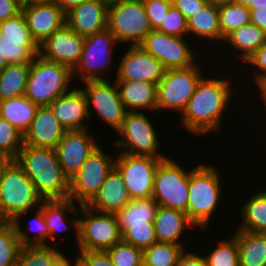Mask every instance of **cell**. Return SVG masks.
<instances>
[{"instance_id": "obj_60", "label": "cell", "mask_w": 266, "mask_h": 266, "mask_svg": "<svg viewBox=\"0 0 266 266\" xmlns=\"http://www.w3.org/2000/svg\"><path fill=\"white\" fill-rule=\"evenodd\" d=\"M7 61L5 57H2L1 51H0V72L7 66Z\"/></svg>"}, {"instance_id": "obj_1", "label": "cell", "mask_w": 266, "mask_h": 266, "mask_svg": "<svg viewBox=\"0 0 266 266\" xmlns=\"http://www.w3.org/2000/svg\"><path fill=\"white\" fill-rule=\"evenodd\" d=\"M205 77V78H204ZM196 86L185 110L180 115V126L196 136L219 131L224 113L233 100V86L229 77L222 79L204 76ZM229 78V79H227ZM232 97V98H231Z\"/></svg>"}, {"instance_id": "obj_44", "label": "cell", "mask_w": 266, "mask_h": 266, "mask_svg": "<svg viewBox=\"0 0 266 266\" xmlns=\"http://www.w3.org/2000/svg\"><path fill=\"white\" fill-rule=\"evenodd\" d=\"M122 241L144 250L158 242L153 222L146 225L130 226L123 234Z\"/></svg>"}, {"instance_id": "obj_47", "label": "cell", "mask_w": 266, "mask_h": 266, "mask_svg": "<svg viewBox=\"0 0 266 266\" xmlns=\"http://www.w3.org/2000/svg\"><path fill=\"white\" fill-rule=\"evenodd\" d=\"M245 64L250 67L252 66L253 71L251 77H253L252 80H254L253 82L255 84L266 79V42L247 60ZM254 68L256 69L254 70Z\"/></svg>"}, {"instance_id": "obj_19", "label": "cell", "mask_w": 266, "mask_h": 266, "mask_svg": "<svg viewBox=\"0 0 266 266\" xmlns=\"http://www.w3.org/2000/svg\"><path fill=\"white\" fill-rule=\"evenodd\" d=\"M21 11L38 44L66 24V13L55 2L22 5Z\"/></svg>"}, {"instance_id": "obj_56", "label": "cell", "mask_w": 266, "mask_h": 266, "mask_svg": "<svg viewBox=\"0 0 266 266\" xmlns=\"http://www.w3.org/2000/svg\"><path fill=\"white\" fill-rule=\"evenodd\" d=\"M258 95L260 96L259 99L264 103L266 106V79L261 80L258 84ZM266 111V108L264 109Z\"/></svg>"}, {"instance_id": "obj_40", "label": "cell", "mask_w": 266, "mask_h": 266, "mask_svg": "<svg viewBox=\"0 0 266 266\" xmlns=\"http://www.w3.org/2000/svg\"><path fill=\"white\" fill-rule=\"evenodd\" d=\"M216 246L204 256L208 266H239L238 245L233 235L227 240H221Z\"/></svg>"}, {"instance_id": "obj_31", "label": "cell", "mask_w": 266, "mask_h": 266, "mask_svg": "<svg viewBox=\"0 0 266 266\" xmlns=\"http://www.w3.org/2000/svg\"><path fill=\"white\" fill-rule=\"evenodd\" d=\"M158 207L152 197L131 199L123 209L115 214L121 234L130 226L146 225V222H153Z\"/></svg>"}, {"instance_id": "obj_10", "label": "cell", "mask_w": 266, "mask_h": 266, "mask_svg": "<svg viewBox=\"0 0 266 266\" xmlns=\"http://www.w3.org/2000/svg\"><path fill=\"white\" fill-rule=\"evenodd\" d=\"M79 250L107 251L122 241L115 214L98 212L86 205H80Z\"/></svg>"}, {"instance_id": "obj_34", "label": "cell", "mask_w": 266, "mask_h": 266, "mask_svg": "<svg viewBox=\"0 0 266 266\" xmlns=\"http://www.w3.org/2000/svg\"><path fill=\"white\" fill-rule=\"evenodd\" d=\"M36 215L33 220H30L28 225V229L30 232L34 233V236H29L26 231L24 232V228H22V221L21 220H12L10 223L14 226L16 230V234L18 236L19 242L21 246H37V245H49L47 244L50 233L46 224L45 217L43 215V209L38 206V209L35 210ZM23 229V230H22Z\"/></svg>"}, {"instance_id": "obj_11", "label": "cell", "mask_w": 266, "mask_h": 266, "mask_svg": "<svg viewBox=\"0 0 266 266\" xmlns=\"http://www.w3.org/2000/svg\"><path fill=\"white\" fill-rule=\"evenodd\" d=\"M116 43V38L108 28L85 37L82 55L72 70L73 78L77 75L79 82L106 80L105 75L112 65L110 61L112 62Z\"/></svg>"}, {"instance_id": "obj_45", "label": "cell", "mask_w": 266, "mask_h": 266, "mask_svg": "<svg viewBox=\"0 0 266 266\" xmlns=\"http://www.w3.org/2000/svg\"><path fill=\"white\" fill-rule=\"evenodd\" d=\"M157 31L172 36L186 37L185 34H188L187 20L184 15L172 5Z\"/></svg>"}, {"instance_id": "obj_15", "label": "cell", "mask_w": 266, "mask_h": 266, "mask_svg": "<svg viewBox=\"0 0 266 266\" xmlns=\"http://www.w3.org/2000/svg\"><path fill=\"white\" fill-rule=\"evenodd\" d=\"M186 37H177L152 30L139 45L148 54L158 59L165 70L185 68L197 63L191 44ZM196 60V61H195Z\"/></svg>"}, {"instance_id": "obj_53", "label": "cell", "mask_w": 266, "mask_h": 266, "mask_svg": "<svg viewBox=\"0 0 266 266\" xmlns=\"http://www.w3.org/2000/svg\"><path fill=\"white\" fill-rule=\"evenodd\" d=\"M92 0H55V3L65 12H69L72 8L79 6L85 2Z\"/></svg>"}, {"instance_id": "obj_48", "label": "cell", "mask_w": 266, "mask_h": 266, "mask_svg": "<svg viewBox=\"0 0 266 266\" xmlns=\"http://www.w3.org/2000/svg\"><path fill=\"white\" fill-rule=\"evenodd\" d=\"M210 0H172L173 5L188 20L198 10L202 9Z\"/></svg>"}, {"instance_id": "obj_49", "label": "cell", "mask_w": 266, "mask_h": 266, "mask_svg": "<svg viewBox=\"0 0 266 266\" xmlns=\"http://www.w3.org/2000/svg\"><path fill=\"white\" fill-rule=\"evenodd\" d=\"M21 9V0H0V22L16 16Z\"/></svg>"}, {"instance_id": "obj_35", "label": "cell", "mask_w": 266, "mask_h": 266, "mask_svg": "<svg viewBox=\"0 0 266 266\" xmlns=\"http://www.w3.org/2000/svg\"><path fill=\"white\" fill-rule=\"evenodd\" d=\"M185 245L156 242L143 250V263L148 266H177Z\"/></svg>"}, {"instance_id": "obj_62", "label": "cell", "mask_w": 266, "mask_h": 266, "mask_svg": "<svg viewBox=\"0 0 266 266\" xmlns=\"http://www.w3.org/2000/svg\"><path fill=\"white\" fill-rule=\"evenodd\" d=\"M210 1H213L216 4L227 3V2H235V0H210Z\"/></svg>"}, {"instance_id": "obj_29", "label": "cell", "mask_w": 266, "mask_h": 266, "mask_svg": "<svg viewBox=\"0 0 266 266\" xmlns=\"http://www.w3.org/2000/svg\"><path fill=\"white\" fill-rule=\"evenodd\" d=\"M239 266H266V234L236 229Z\"/></svg>"}, {"instance_id": "obj_21", "label": "cell", "mask_w": 266, "mask_h": 266, "mask_svg": "<svg viewBox=\"0 0 266 266\" xmlns=\"http://www.w3.org/2000/svg\"><path fill=\"white\" fill-rule=\"evenodd\" d=\"M110 0H92L66 13V24L80 36L87 37L107 29Z\"/></svg>"}, {"instance_id": "obj_30", "label": "cell", "mask_w": 266, "mask_h": 266, "mask_svg": "<svg viewBox=\"0 0 266 266\" xmlns=\"http://www.w3.org/2000/svg\"><path fill=\"white\" fill-rule=\"evenodd\" d=\"M38 106L25 95L0 101V116L12 124L23 136L33 121Z\"/></svg>"}, {"instance_id": "obj_6", "label": "cell", "mask_w": 266, "mask_h": 266, "mask_svg": "<svg viewBox=\"0 0 266 266\" xmlns=\"http://www.w3.org/2000/svg\"><path fill=\"white\" fill-rule=\"evenodd\" d=\"M107 28L128 46H139L153 30L142 0H110Z\"/></svg>"}, {"instance_id": "obj_39", "label": "cell", "mask_w": 266, "mask_h": 266, "mask_svg": "<svg viewBox=\"0 0 266 266\" xmlns=\"http://www.w3.org/2000/svg\"><path fill=\"white\" fill-rule=\"evenodd\" d=\"M52 245L22 246L17 266H51L52 260L61 252L59 246ZM58 249V250H57Z\"/></svg>"}, {"instance_id": "obj_23", "label": "cell", "mask_w": 266, "mask_h": 266, "mask_svg": "<svg viewBox=\"0 0 266 266\" xmlns=\"http://www.w3.org/2000/svg\"><path fill=\"white\" fill-rule=\"evenodd\" d=\"M127 186L120 173L113 168L107 175L102 186L95 196L86 204L89 208L98 211L116 214L130 201Z\"/></svg>"}, {"instance_id": "obj_54", "label": "cell", "mask_w": 266, "mask_h": 266, "mask_svg": "<svg viewBox=\"0 0 266 266\" xmlns=\"http://www.w3.org/2000/svg\"><path fill=\"white\" fill-rule=\"evenodd\" d=\"M74 259V262L70 260L69 266H91L89 259L81 251L76 253Z\"/></svg>"}, {"instance_id": "obj_5", "label": "cell", "mask_w": 266, "mask_h": 266, "mask_svg": "<svg viewBox=\"0 0 266 266\" xmlns=\"http://www.w3.org/2000/svg\"><path fill=\"white\" fill-rule=\"evenodd\" d=\"M71 68L36 54L31 62L25 96L38 107L49 106L73 89Z\"/></svg>"}, {"instance_id": "obj_41", "label": "cell", "mask_w": 266, "mask_h": 266, "mask_svg": "<svg viewBox=\"0 0 266 266\" xmlns=\"http://www.w3.org/2000/svg\"><path fill=\"white\" fill-rule=\"evenodd\" d=\"M23 146V135L0 116V153L15 159Z\"/></svg>"}, {"instance_id": "obj_13", "label": "cell", "mask_w": 266, "mask_h": 266, "mask_svg": "<svg viewBox=\"0 0 266 266\" xmlns=\"http://www.w3.org/2000/svg\"><path fill=\"white\" fill-rule=\"evenodd\" d=\"M83 83L85 88L81 89L87 100L89 118H93L92 113L96 111L97 116L117 132L122 126L127 110L120 98L115 80L114 83L108 80H89Z\"/></svg>"}, {"instance_id": "obj_27", "label": "cell", "mask_w": 266, "mask_h": 266, "mask_svg": "<svg viewBox=\"0 0 266 266\" xmlns=\"http://www.w3.org/2000/svg\"><path fill=\"white\" fill-rule=\"evenodd\" d=\"M225 46H231L230 48L239 52L235 58L239 62H244L247 60L266 42V33L260 29L258 26L252 24L251 22L240 26L230 32L224 39Z\"/></svg>"}, {"instance_id": "obj_9", "label": "cell", "mask_w": 266, "mask_h": 266, "mask_svg": "<svg viewBox=\"0 0 266 266\" xmlns=\"http://www.w3.org/2000/svg\"><path fill=\"white\" fill-rule=\"evenodd\" d=\"M196 63L193 66L165 70L162 79L157 84V111L174 110L182 114L189 99L193 96L196 86L203 78V68Z\"/></svg>"}, {"instance_id": "obj_59", "label": "cell", "mask_w": 266, "mask_h": 266, "mask_svg": "<svg viewBox=\"0 0 266 266\" xmlns=\"http://www.w3.org/2000/svg\"><path fill=\"white\" fill-rule=\"evenodd\" d=\"M266 6V0H255L250 4L248 7L249 9H257V7H263Z\"/></svg>"}, {"instance_id": "obj_4", "label": "cell", "mask_w": 266, "mask_h": 266, "mask_svg": "<svg viewBox=\"0 0 266 266\" xmlns=\"http://www.w3.org/2000/svg\"><path fill=\"white\" fill-rule=\"evenodd\" d=\"M42 201L22 167L11 159L0 180V222L20 220L24 214L38 208Z\"/></svg>"}, {"instance_id": "obj_24", "label": "cell", "mask_w": 266, "mask_h": 266, "mask_svg": "<svg viewBox=\"0 0 266 266\" xmlns=\"http://www.w3.org/2000/svg\"><path fill=\"white\" fill-rule=\"evenodd\" d=\"M76 205L77 203L69 198L43 200L41 202L40 207L43 209V215L45 217L46 224L50 233L49 241L55 240V237H58L59 233L66 232L67 230H69V228L71 229L67 221H72V227L75 229L74 232L76 233L75 239L78 243L80 214L77 213H79L80 205L79 208H77ZM66 214L70 216L71 214H73L74 216L67 219V217L69 216H67Z\"/></svg>"}, {"instance_id": "obj_18", "label": "cell", "mask_w": 266, "mask_h": 266, "mask_svg": "<svg viewBox=\"0 0 266 266\" xmlns=\"http://www.w3.org/2000/svg\"><path fill=\"white\" fill-rule=\"evenodd\" d=\"M84 40L65 24L39 44V55L73 70L82 55Z\"/></svg>"}, {"instance_id": "obj_22", "label": "cell", "mask_w": 266, "mask_h": 266, "mask_svg": "<svg viewBox=\"0 0 266 266\" xmlns=\"http://www.w3.org/2000/svg\"><path fill=\"white\" fill-rule=\"evenodd\" d=\"M65 132L66 129L49 106L38 107L28 131L23 136V144L55 149Z\"/></svg>"}, {"instance_id": "obj_8", "label": "cell", "mask_w": 266, "mask_h": 266, "mask_svg": "<svg viewBox=\"0 0 266 266\" xmlns=\"http://www.w3.org/2000/svg\"><path fill=\"white\" fill-rule=\"evenodd\" d=\"M190 169L167 157L159 162L154 177L152 198L158 206L187 214Z\"/></svg>"}, {"instance_id": "obj_46", "label": "cell", "mask_w": 266, "mask_h": 266, "mask_svg": "<svg viewBox=\"0 0 266 266\" xmlns=\"http://www.w3.org/2000/svg\"><path fill=\"white\" fill-rule=\"evenodd\" d=\"M153 30H157L173 5L172 0H142Z\"/></svg>"}, {"instance_id": "obj_26", "label": "cell", "mask_w": 266, "mask_h": 266, "mask_svg": "<svg viewBox=\"0 0 266 266\" xmlns=\"http://www.w3.org/2000/svg\"><path fill=\"white\" fill-rule=\"evenodd\" d=\"M127 112L157 111V84L148 81H115Z\"/></svg>"}, {"instance_id": "obj_36", "label": "cell", "mask_w": 266, "mask_h": 266, "mask_svg": "<svg viewBox=\"0 0 266 266\" xmlns=\"http://www.w3.org/2000/svg\"><path fill=\"white\" fill-rule=\"evenodd\" d=\"M219 25L222 41L234 29L250 23V10L237 2L218 4Z\"/></svg>"}, {"instance_id": "obj_52", "label": "cell", "mask_w": 266, "mask_h": 266, "mask_svg": "<svg viewBox=\"0 0 266 266\" xmlns=\"http://www.w3.org/2000/svg\"><path fill=\"white\" fill-rule=\"evenodd\" d=\"M250 10V22L266 33V6Z\"/></svg>"}, {"instance_id": "obj_2", "label": "cell", "mask_w": 266, "mask_h": 266, "mask_svg": "<svg viewBox=\"0 0 266 266\" xmlns=\"http://www.w3.org/2000/svg\"><path fill=\"white\" fill-rule=\"evenodd\" d=\"M15 160L43 200L69 197L70 179L64 174L54 148L23 144Z\"/></svg>"}, {"instance_id": "obj_42", "label": "cell", "mask_w": 266, "mask_h": 266, "mask_svg": "<svg viewBox=\"0 0 266 266\" xmlns=\"http://www.w3.org/2000/svg\"><path fill=\"white\" fill-rule=\"evenodd\" d=\"M114 266H141L143 250L120 241L107 250Z\"/></svg>"}, {"instance_id": "obj_25", "label": "cell", "mask_w": 266, "mask_h": 266, "mask_svg": "<svg viewBox=\"0 0 266 266\" xmlns=\"http://www.w3.org/2000/svg\"><path fill=\"white\" fill-rule=\"evenodd\" d=\"M154 229L158 242L184 245L180 240L187 229L196 227L183 211L159 206L154 218Z\"/></svg>"}, {"instance_id": "obj_33", "label": "cell", "mask_w": 266, "mask_h": 266, "mask_svg": "<svg viewBox=\"0 0 266 266\" xmlns=\"http://www.w3.org/2000/svg\"><path fill=\"white\" fill-rule=\"evenodd\" d=\"M31 64H9L0 72V101L25 94Z\"/></svg>"}, {"instance_id": "obj_58", "label": "cell", "mask_w": 266, "mask_h": 266, "mask_svg": "<svg viewBox=\"0 0 266 266\" xmlns=\"http://www.w3.org/2000/svg\"><path fill=\"white\" fill-rule=\"evenodd\" d=\"M51 2H55V0H21L22 5L42 4V3H51Z\"/></svg>"}, {"instance_id": "obj_37", "label": "cell", "mask_w": 266, "mask_h": 266, "mask_svg": "<svg viewBox=\"0 0 266 266\" xmlns=\"http://www.w3.org/2000/svg\"><path fill=\"white\" fill-rule=\"evenodd\" d=\"M0 51L7 64H31L36 54H39V44L36 41L2 40L0 35Z\"/></svg>"}, {"instance_id": "obj_3", "label": "cell", "mask_w": 266, "mask_h": 266, "mask_svg": "<svg viewBox=\"0 0 266 266\" xmlns=\"http://www.w3.org/2000/svg\"><path fill=\"white\" fill-rule=\"evenodd\" d=\"M206 163L192 167L189 174L188 219L198 228L205 230L213 219L222 197L220 171Z\"/></svg>"}, {"instance_id": "obj_20", "label": "cell", "mask_w": 266, "mask_h": 266, "mask_svg": "<svg viewBox=\"0 0 266 266\" xmlns=\"http://www.w3.org/2000/svg\"><path fill=\"white\" fill-rule=\"evenodd\" d=\"M49 107L66 131L89 129L87 100L81 88L75 86L56 98Z\"/></svg>"}, {"instance_id": "obj_55", "label": "cell", "mask_w": 266, "mask_h": 266, "mask_svg": "<svg viewBox=\"0 0 266 266\" xmlns=\"http://www.w3.org/2000/svg\"><path fill=\"white\" fill-rule=\"evenodd\" d=\"M63 252H60L51 263V266H69L70 260L69 257L63 255Z\"/></svg>"}, {"instance_id": "obj_16", "label": "cell", "mask_w": 266, "mask_h": 266, "mask_svg": "<svg viewBox=\"0 0 266 266\" xmlns=\"http://www.w3.org/2000/svg\"><path fill=\"white\" fill-rule=\"evenodd\" d=\"M89 129L66 131L55 148L59 164L64 174L71 179L87 160L92 151L97 148L98 139Z\"/></svg>"}, {"instance_id": "obj_38", "label": "cell", "mask_w": 266, "mask_h": 266, "mask_svg": "<svg viewBox=\"0 0 266 266\" xmlns=\"http://www.w3.org/2000/svg\"><path fill=\"white\" fill-rule=\"evenodd\" d=\"M21 247L14 226L0 222V266H17Z\"/></svg>"}, {"instance_id": "obj_50", "label": "cell", "mask_w": 266, "mask_h": 266, "mask_svg": "<svg viewBox=\"0 0 266 266\" xmlns=\"http://www.w3.org/2000/svg\"><path fill=\"white\" fill-rule=\"evenodd\" d=\"M79 251L89 259L91 266H114L107 251Z\"/></svg>"}, {"instance_id": "obj_61", "label": "cell", "mask_w": 266, "mask_h": 266, "mask_svg": "<svg viewBox=\"0 0 266 266\" xmlns=\"http://www.w3.org/2000/svg\"><path fill=\"white\" fill-rule=\"evenodd\" d=\"M254 1L255 0H235V2H237V3H239V4L243 5V6H246V7H249L250 4L252 2H254Z\"/></svg>"}, {"instance_id": "obj_14", "label": "cell", "mask_w": 266, "mask_h": 266, "mask_svg": "<svg viewBox=\"0 0 266 266\" xmlns=\"http://www.w3.org/2000/svg\"><path fill=\"white\" fill-rule=\"evenodd\" d=\"M118 153L114 168L120 173L132 199L153 196L154 177L163 159Z\"/></svg>"}, {"instance_id": "obj_32", "label": "cell", "mask_w": 266, "mask_h": 266, "mask_svg": "<svg viewBox=\"0 0 266 266\" xmlns=\"http://www.w3.org/2000/svg\"><path fill=\"white\" fill-rule=\"evenodd\" d=\"M250 195V199L240 209L242 224L239 223L236 229L266 234V190Z\"/></svg>"}, {"instance_id": "obj_7", "label": "cell", "mask_w": 266, "mask_h": 266, "mask_svg": "<svg viewBox=\"0 0 266 266\" xmlns=\"http://www.w3.org/2000/svg\"><path fill=\"white\" fill-rule=\"evenodd\" d=\"M143 112H127L121 128L116 132L122 137L113 142L119 153L135 156H149L166 159L168 156L159 153L160 139L154 124Z\"/></svg>"}, {"instance_id": "obj_17", "label": "cell", "mask_w": 266, "mask_h": 266, "mask_svg": "<svg viewBox=\"0 0 266 266\" xmlns=\"http://www.w3.org/2000/svg\"><path fill=\"white\" fill-rule=\"evenodd\" d=\"M123 54L115 81H148L158 84L165 68L162 63L140 46H128Z\"/></svg>"}, {"instance_id": "obj_28", "label": "cell", "mask_w": 266, "mask_h": 266, "mask_svg": "<svg viewBox=\"0 0 266 266\" xmlns=\"http://www.w3.org/2000/svg\"><path fill=\"white\" fill-rule=\"evenodd\" d=\"M187 29L188 35L192 34V38L199 37L197 38L199 41L207 39L208 42L212 41L211 44L215 43L213 41L221 42L222 32L219 25L218 4L209 1L187 20Z\"/></svg>"}, {"instance_id": "obj_12", "label": "cell", "mask_w": 266, "mask_h": 266, "mask_svg": "<svg viewBox=\"0 0 266 266\" xmlns=\"http://www.w3.org/2000/svg\"><path fill=\"white\" fill-rule=\"evenodd\" d=\"M115 158L104 151L100 145L95 148L79 171L70 179L68 198L78 205H86L114 168Z\"/></svg>"}, {"instance_id": "obj_43", "label": "cell", "mask_w": 266, "mask_h": 266, "mask_svg": "<svg viewBox=\"0 0 266 266\" xmlns=\"http://www.w3.org/2000/svg\"><path fill=\"white\" fill-rule=\"evenodd\" d=\"M0 35L2 40L35 41L22 11L12 18L0 22Z\"/></svg>"}, {"instance_id": "obj_51", "label": "cell", "mask_w": 266, "mask_h": 266, "mask_svg": "<svg viewBox=\"0 0 266 266\" xmlns=\"http://www.w3.org/2000/svg\"><path fill=\"white\" fill-rule=\"evenodd\" d=\"M177 266H208L204 255L190 252H184L179 258Z\"/></svg>"}, {"instance_id": "obj_57", "label": "cell", "mask_w": 266, "mask_h": 266, "mask_svg": "<svg viewBox=\"0 0 266 266\" xmlns=\"http://www.w3.org/2000/svg\"><path fill=\"white\" fill-rule=\"evenodd\" d=\"M10 160L11 159L8 156L0 153V180H1L2 171Z\"/></svg>"}]
</instances>
